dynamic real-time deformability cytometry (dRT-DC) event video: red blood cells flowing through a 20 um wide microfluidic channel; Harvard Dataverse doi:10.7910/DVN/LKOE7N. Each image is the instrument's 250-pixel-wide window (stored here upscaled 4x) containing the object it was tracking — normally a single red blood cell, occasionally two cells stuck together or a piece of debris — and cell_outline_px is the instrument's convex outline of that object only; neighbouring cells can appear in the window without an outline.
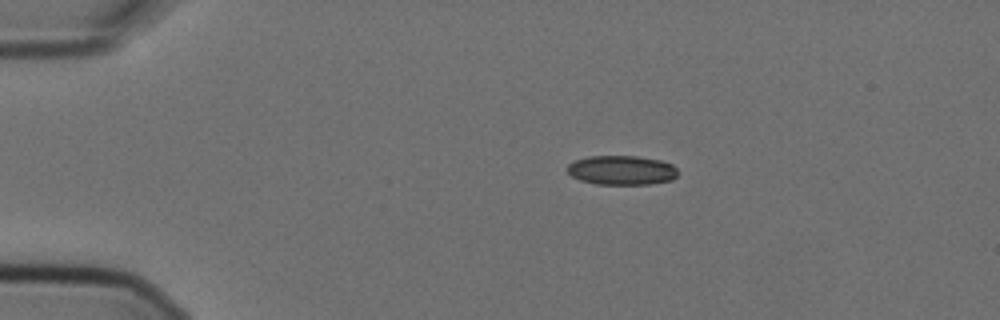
{"species": "Egyptian fruit bat (a non-hibernating species)", "species_latin": "Rousettus aegyptiacus", "temperature_condition": "cold", "stored_images_in_passage": 3, "camera_frame_rate_fps": 3000, "um_per_image_px": 0.085, "animal": {"sex": "female"}, "frame": {"image": 1, "passage_image": 1, "time_ms": 0.0, "image_size_px": [1000, 320], "cell_outline_px": [[676, 176], [672, 180], [648, 184], [596, 184], [580, 180], [572, 176], [568, 172], [568, 164], [576, 160], [588, 156], [636, 156], [660, 160], [672, 164], [676, 168]], "centroid_in_image_um": [52.83, 14.46], "position_along_channel_um": 32.2, "area_um2": 18.79}}
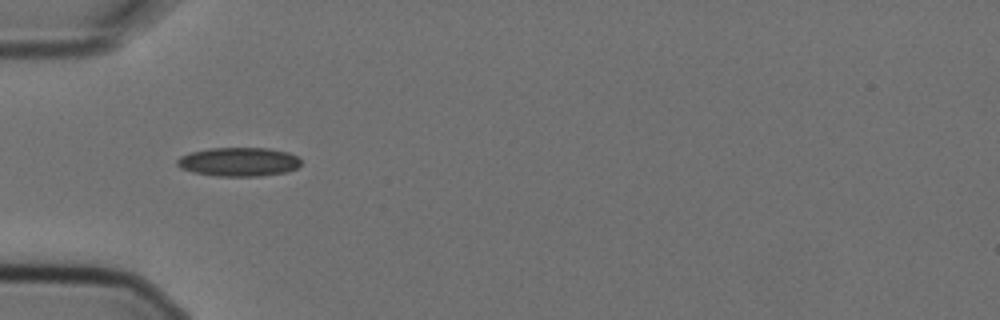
{"frame": {"image": 2, "passage_image": 2, "time_ms": 0.333, "image_size_px": [1000, 320], "cell_outline_px": [[300, 164], [296, 168], [288, 172], [260, 176], [216, 176], [192, 172], [180, 168], [176, 164], [176, 160], [180, 156], [192, 152], [208, 148], [268, 148], [288, 152], [296, 156], [300, 160]], "centroid_in_image_um": [20.27, 13.76], "position_along_channel_um": 64.7, "area_um2": 20.92}}
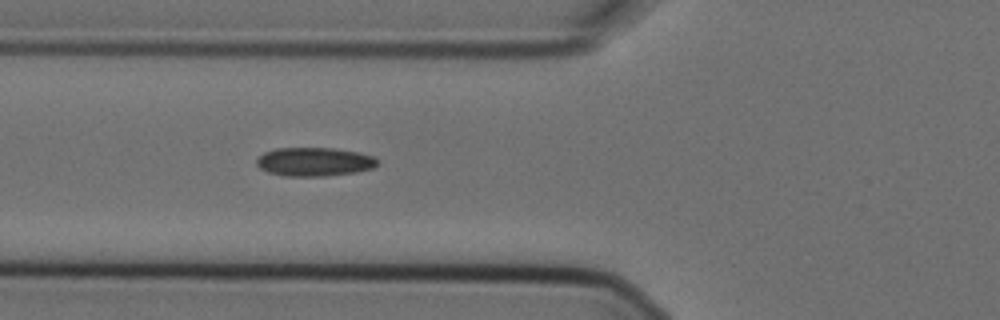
{"frame": {"image": 3, "passage_image": 3, "time_ms": 0.667, "image_size_px": [1000, 320], "cell_outline_px": [[376, 164], [372, 168], [356, 172], [324, 176], [288, 176], [268, 172], [260, 168], [256, 164], [256, 160], [264, 152], [276, 148], [336, 148], [360, 152], [372, 156], [376, 160]], "centroid_in_image_um": [26.7, 13.74], "position_along_channel_um": 99.1, "area_um2": 20.11}}